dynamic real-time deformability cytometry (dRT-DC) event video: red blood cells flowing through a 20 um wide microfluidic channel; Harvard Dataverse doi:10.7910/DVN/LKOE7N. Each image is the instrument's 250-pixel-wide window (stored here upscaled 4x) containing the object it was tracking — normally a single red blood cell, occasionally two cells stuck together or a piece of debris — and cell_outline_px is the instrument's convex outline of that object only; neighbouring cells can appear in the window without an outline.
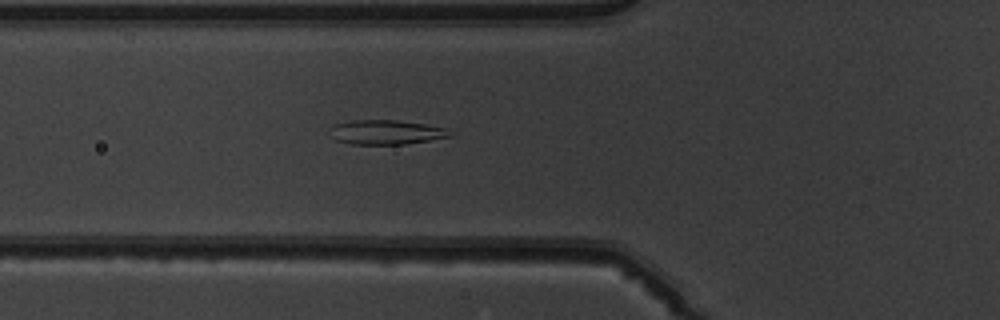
{"species": "common noctule bat (a hibernating species)", "species_latin": "Nyctalus noctula", "temperature_condition": "warm", "stored_images_in_passage": 31, "camera_frame_rate_fps": 3000, "um_per_image_px": 0.085, "animal": {"sex": "male", "body_mass_g": 19.5, "forearm_length_mm": 54.6}, "frame": {"image": 1, "passage_image": 2, "time_ms": 0.333, "image_size_px": [1000, 320], "cell_outline_px": [[456, 136], [404, 144], [352, 144], [336, 140], [328, 136], [332, 124], [352, 120], [396, 120], [424, 124], [448, 128], [456, 132]], "centroid_in_image_um": [32.86, 11.23], "position_along_channel_um": 92.9, "area_um2": 17.51}}
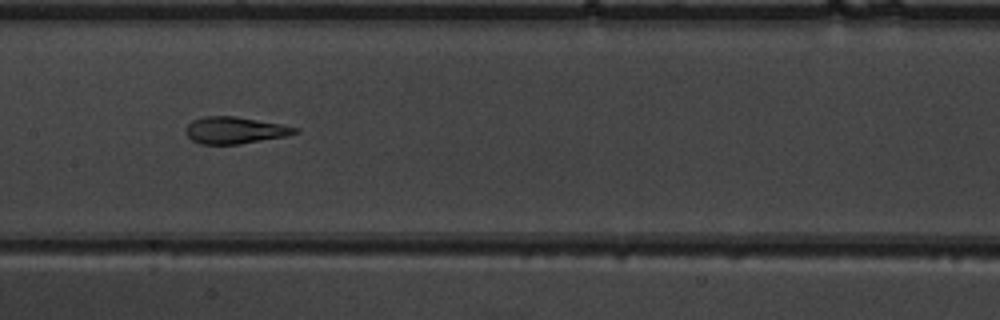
{"frame": {"image": 2, "passage_image": 9, "time_ms": 2.667, "image_size_px": [1000, 320], "cell_outline_px": [[300, 132], [284, 136], [240, 144], [200, 144], [192, 140], [188, 136], [188, 124], [192, 120], [204, 116], [236, 116], [280, 124], [300, 128]], "centroid_in_image_um": [19.98, 11.07], "position_along_channel_um": 187.4, "area_um2": 16.88}}
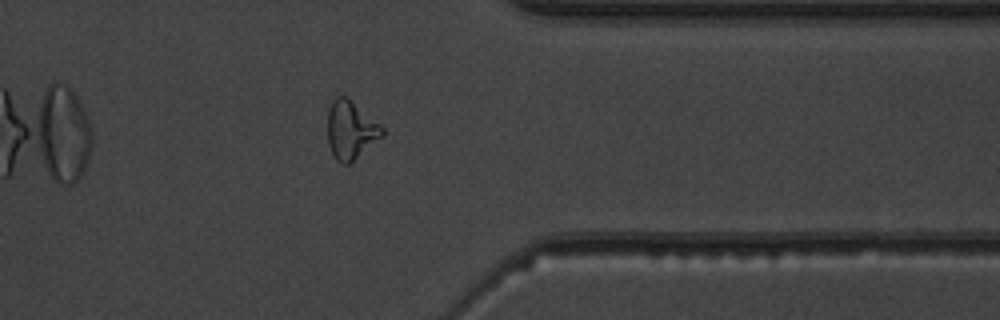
{"frame": {"image": 3, "passage_image": 24, "time_ms": 7.667, "image_size_px": [1000, 320], "cell_outline_px": [[384, 136], [348, 164], [340, 164], [336, 160], [328, 144], [328, 108], [332, 100], [336, 96], [348, 96], [380, 124], [384, 128]], "centroid_in_image_um": [29.81, 11.03], "position_along_channel_um": 381.6, "area_um2": 18.73}}